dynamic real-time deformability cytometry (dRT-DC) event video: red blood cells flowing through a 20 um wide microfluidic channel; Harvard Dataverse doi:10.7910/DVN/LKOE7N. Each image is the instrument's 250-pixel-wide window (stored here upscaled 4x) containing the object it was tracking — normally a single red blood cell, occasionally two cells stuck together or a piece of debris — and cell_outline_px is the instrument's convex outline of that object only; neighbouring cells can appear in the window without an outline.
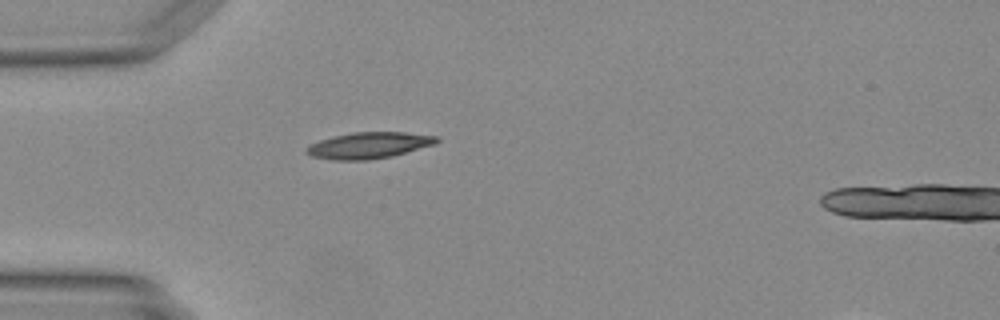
{"species": "Egyptian fruit bat (a non-hibernating species)", "species_latin": "Rousettus aegyptiacus", "temperature_condition": "warm", "stored_images_in_passage": 36, "camera_frame_rate_fps": 3000, "um_per_image_px": 0.085, "animal": {"sex": "female"}, "frame": {"image": 1, "passage_image": 1, "time_ms": 0.0, "image_size_px": [1000, 320], "cell_outline_px": [[440, 140], [436, 144], [392, 156], [368, 160], [332, 160], [312, 156], [304, 152], [304, 148], [320, 140], [352, 132], [404, 132], [440, 136]], "centroid_in_image_um": [31.39, 12.35], "position_along_channel_um": 53.6, "area_um2": 20.0}}
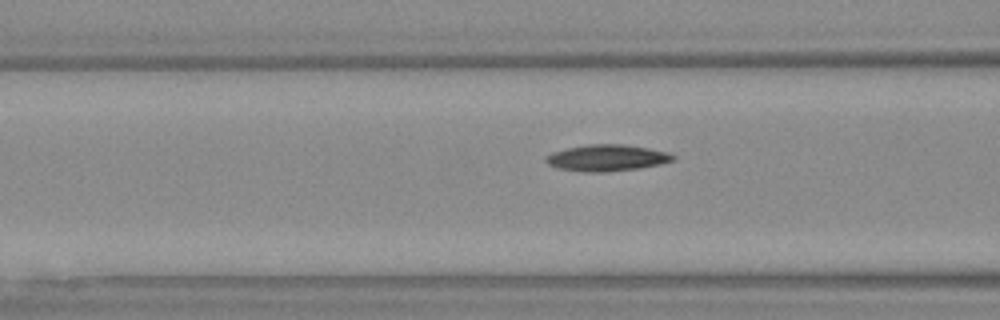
{"frame": {"image": 2, "passage_image": 6, "time_ms": 1.667, "image_size_px": [1000, 320], "cell_outline_px": [[676, 160], [660, 164], [640, 168], [608, 172], [584, 172], [556, 168], [548, 164], [544, 160], [544, 156], [552, 152], [568, 148], [588, 144], [620, 144], [648, 148], [668, 152], [676, 156]], "centroid_in_image_um": [51.57, 13.43], "position_along_channel_um": 115.0, "area_um2": 19.77}}